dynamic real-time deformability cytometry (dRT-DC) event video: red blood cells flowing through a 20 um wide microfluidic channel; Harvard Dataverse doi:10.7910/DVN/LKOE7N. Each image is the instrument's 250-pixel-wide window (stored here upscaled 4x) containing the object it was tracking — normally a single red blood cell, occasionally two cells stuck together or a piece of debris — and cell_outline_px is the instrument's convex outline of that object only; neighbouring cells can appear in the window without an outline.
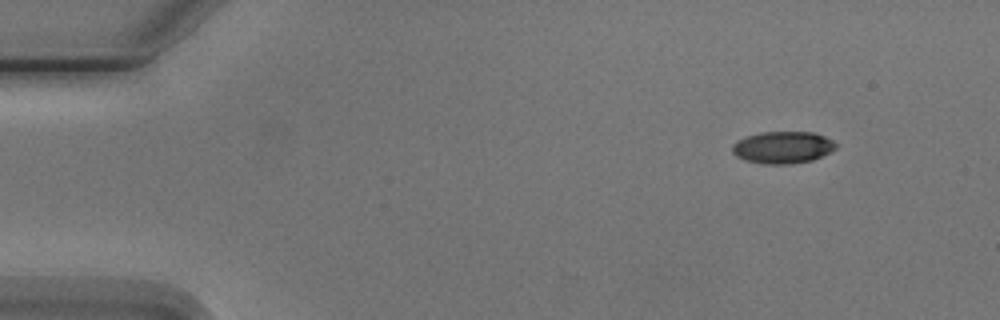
{"species": "Egyptian fruit bat (a non-hibernating species)", "species_latin": "Rousettus aegyptiacus", "temperature_condition": "cold", "stored_images_in_passage": 2, "camera_frame_rate_fps": 3000, "um_per_image_px": 0.085, "animal": {"sex": "male"}, "frame": {"image": 1, "passage_image": 1, "time_ms": 0.0, "image_size_px": [1000, 320], "cell_outline_px": [[836, 148], [812, 160], [792, 164], [764, 164], [744, 160], [736, 156], [732, 152], [732, 144], [736, 140], [760, 132], [812, 132], [824, 136], [832, 140], [836, 144]], "centroid_in_image_um": [66.49, 12.53], "position_along_channel_um": 18.5, "area_um2": 19.31}}